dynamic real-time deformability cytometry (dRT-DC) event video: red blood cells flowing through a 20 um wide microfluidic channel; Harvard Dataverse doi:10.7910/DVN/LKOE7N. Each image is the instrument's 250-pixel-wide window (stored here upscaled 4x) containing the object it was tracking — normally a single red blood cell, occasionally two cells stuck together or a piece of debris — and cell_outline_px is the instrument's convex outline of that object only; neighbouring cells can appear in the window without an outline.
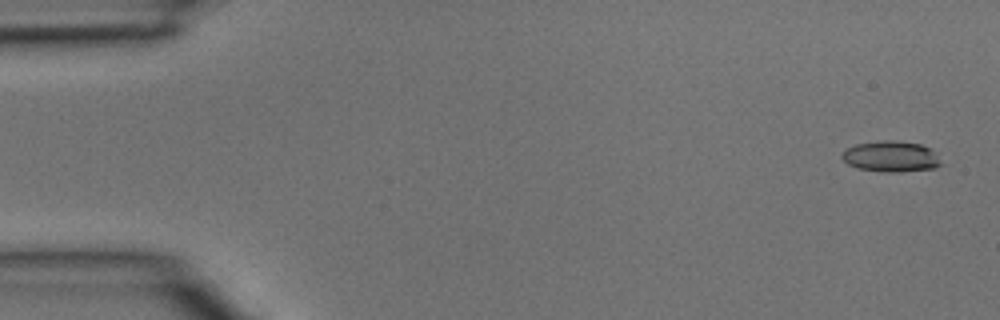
{"species": "common noctule bat (a hibernating species)", "species_latin": "Nyctalus noctula", "temperature_condition": "room temperature", "stored_images_in_passage": 4, "camera_frame_rate_fps": 3000, "um_per_image_px": 0.085, "animal": {"sex": "male", "body_mass_g": 15.6}, "frame": {"image": 1, "passage_image": 1, "time_ms": 0.0, "image_size_px": [1000, 320], "cell_outline_px": [[940, 164], [936, 168], [900, 172], [888, 172], [856, 168], [848, 164], [840, 156], [848, 148], [856, 144], [884, 140], [896, 140], [920, 144], [932, 148], [940, 160]], "centroid_in_image_um": [75.75, 13.3], "position_along_channel_um": 9.2, "area_um2": 17.8}}
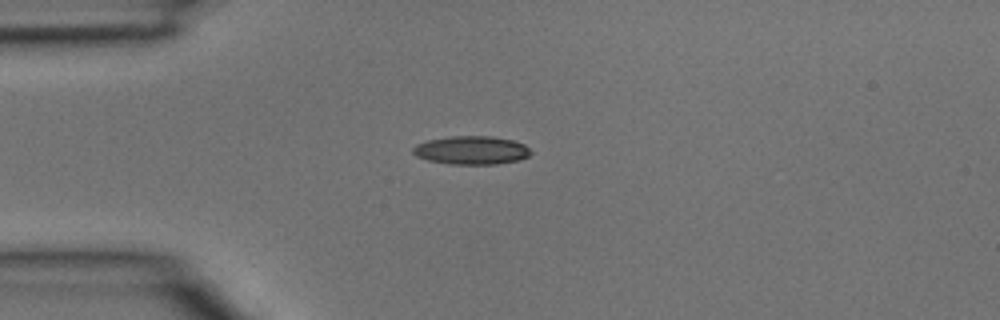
{"frame": {"image": 2, "passage_image": 3, "time_ms": 0.667, "image_size_px": [1000, 320], "cell_outline_px": [[532, 152], [528, 156], [520, 160], [496, 164], [452, 164], [428, 160], [416, 156], [412, 152], [412, 148], [416, 144], [428, 140], [448, 136], [492, 136], [512, 140], [524, 144]], "centroid_in_image_um": [40.07, 12.76], "position_along_channel_um": 44.9, "area_um2": 19.54}}
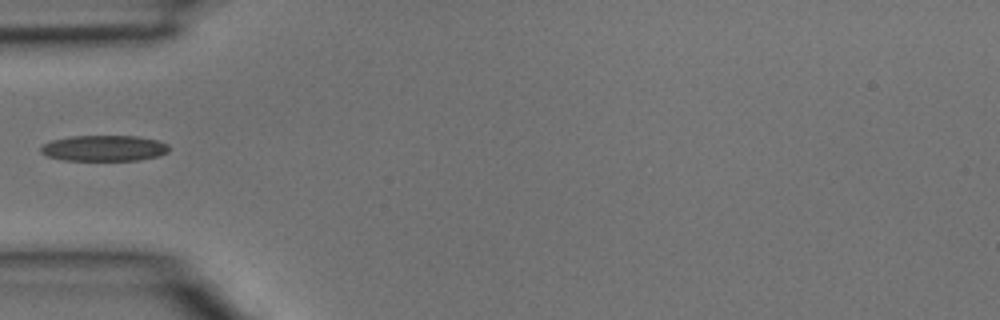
{"frame": {"image": 3, "passage_image": 4, "time_ms": 1.0, "image_size_px": [1000, 320], "cell_outline_px": [[168, 152], [160, 156], [140, 160], [64, 160], [48, 156], [40, 152], [40, 144], [52, 140], [72, 136], [136, 136], [160, 140], [168, 144]], "centroid_in_image_um": [8.86, 12.59], "position_along_channel_um": 76.1, "area_um2": 19.48}}